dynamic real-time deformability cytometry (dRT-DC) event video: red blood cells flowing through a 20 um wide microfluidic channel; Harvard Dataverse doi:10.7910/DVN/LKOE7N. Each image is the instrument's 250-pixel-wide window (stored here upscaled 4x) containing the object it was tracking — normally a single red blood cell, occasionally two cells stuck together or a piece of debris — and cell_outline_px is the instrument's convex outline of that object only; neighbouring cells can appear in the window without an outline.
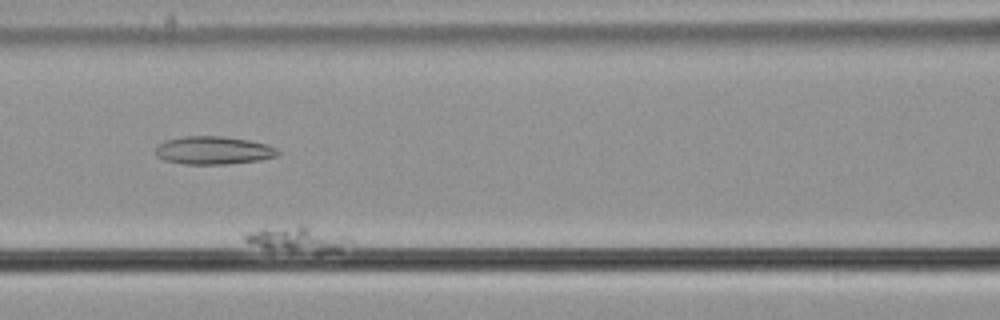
{"species": "common noctule bat (a hibernating species)", "species_latin": "Nyctalus noctula", "temperature_condition": "cold", "stored_images_in_passage": 57, "camera_frame_rate_fps": 3000, "um_per_image_px": 0.085, "animal": {"sex": "male", "body_mass_g": 21.5, "forearm_length_mm": 52.0}, "frame": {"image": 1, "passage_image": 20, "time_ms": 6.333, "image_size_px": [1000, 320], "cell_outline_px": [[352, 240], [336, 252], [316, 252], [268, 248], [248, 244], [244, 240], [244, 232], [260, 228], [300, 224], [308, 224], [348, 236]], "centroid_in_image_um": [25.27, 20.27], "position_along_channel_um": 141.3, "area_um2": 15.9}}
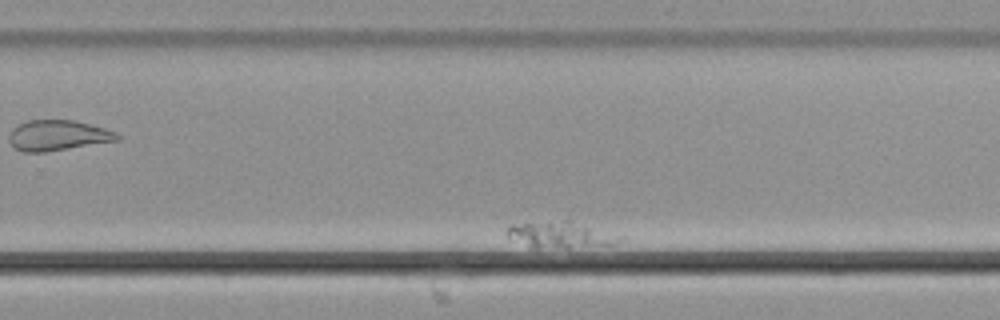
{"frame": {"image": 2, "passage_image": 41, "time_ms": 13.333, "image_size_px": [1000, 320], "cell_outline_px": [[624, 240], [616, 244], [568, 248], [532, 248], [508, 236], [508, 224], [568, 216], [624, 236]], "centroid_in_image_um": [47.73, 19.87], "position_along_channel_um": 282.1, "area_um2": 18.96}}
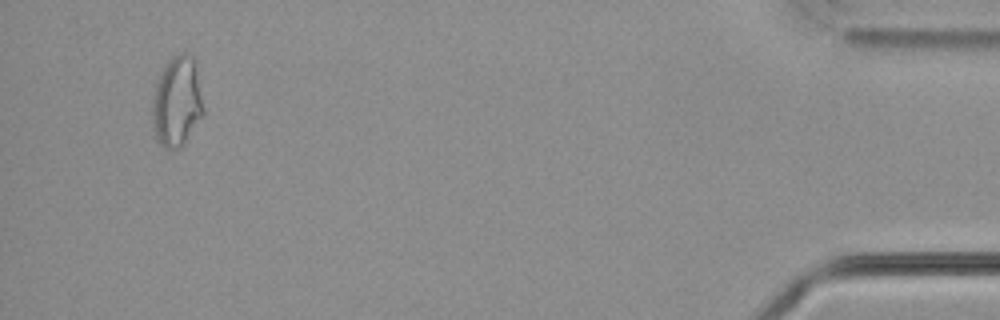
{"frame": {"image": 3, "passage_image": 55, "time_ms": 18.0, "image_size_px": [1000, 320], "cell_outline_px": [[204, 112], [184, 140], [176, 148], [164, 148], [156, 140], [152, 128], [152, 96], [160, 72], [168, 60], [172, 56], [180, 52], [188, 52], [196, 60], [204, 108]], "centroid_in_image_um": [15.02, 8.56], "position_along_channel_um": 420.2, "area_um2": 26.99}}